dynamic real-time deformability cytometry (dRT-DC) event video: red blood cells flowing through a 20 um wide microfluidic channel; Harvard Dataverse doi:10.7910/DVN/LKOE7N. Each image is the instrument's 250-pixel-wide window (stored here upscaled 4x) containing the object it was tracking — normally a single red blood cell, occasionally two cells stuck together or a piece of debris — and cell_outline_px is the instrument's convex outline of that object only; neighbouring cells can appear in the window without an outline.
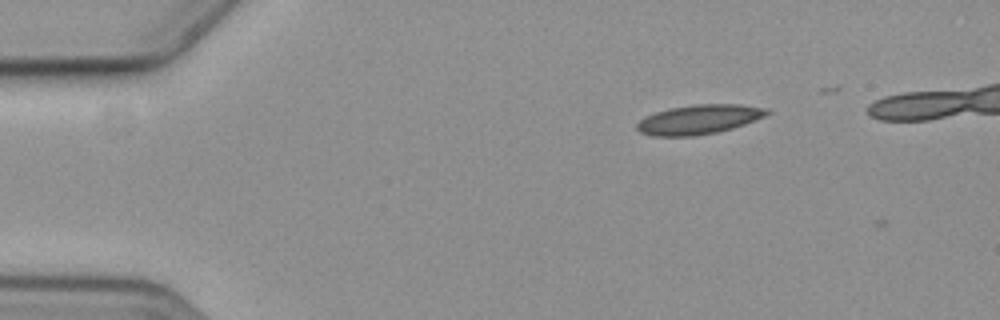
{"species": "common noctule bat (a hibernating species)", "species_latin": "Nyctalus noctula", "temperature_condition": "cold", "stored_images_in_passage": 12, "camera_frame_rate_fps": 3000, "um_per_image_px": 0.085, "animal": {"sex": "female", "body_mass_g": 19.3, "forearm_length_mm": 54.1}, "frame": {"image": 1, "passage_image": 1, "time_ms": 0.0, "image_size_px": [1000, 320], "cell_outline_px": [[772, 112], [764, 116], [744, 124], [732, 128], [716, 132], [692, 136], [652, 136], [640, 132], [636, 128], [636, 124], [644, 116], [656, 112], [672, 108], [696, 104], [740, 104], [768, 108]], "centroid_in_image_um": [59.41, 10.15], "position_along_channel_um": 25.6, "area_um2": 22.2}}
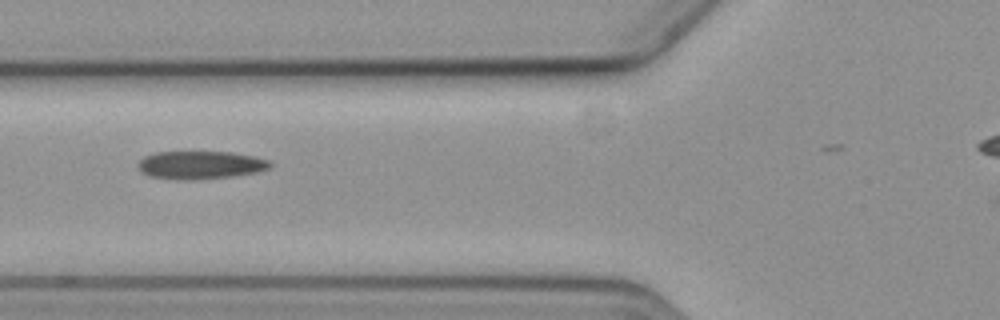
{"frame": {"image": 2, "passage_image": 4, "time_ms": 4.333, "image_size_px": [1000, 320], "cell_outline_px": [[272, 164], [268, 168], [256, 172], [232, 176], [196, 180], [176, 180], [148, 176], [140, 172], [136, 164], [144, 156], [156, 152], [232, 152], [252, 156], [268, 160]], "centroid_in_image_um": [16.96, 14.03], "position_along_channel_um": 108.8, "area_um2": 21.68}}
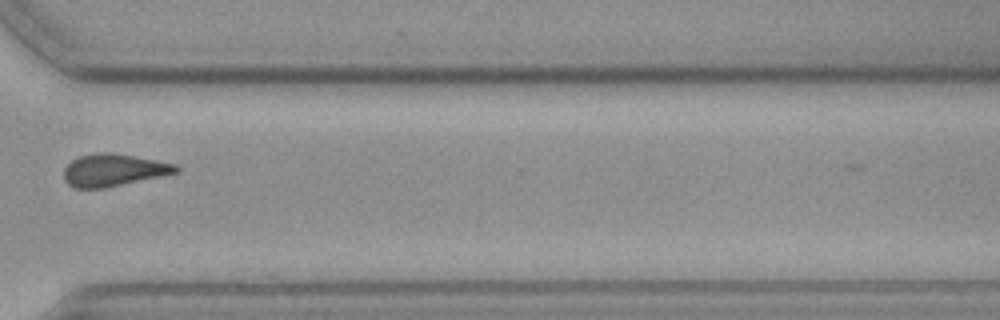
{"frame": {"image": 3, "passage_image": 10, "time_ms": 11.333, "image_size_px": [1000, 320], "cell_outline_px": [[180, 172], [104, 188], [72, 188], [64, 180], [64, 168], [72, 160], [80, 156], [96, 152], [108, 152], [156, 160], [176, 164], [180, 168]], "centroid_in_image_um": [9.64, 14.46], "position_along_channel_um": 361.0, "area_um2": 21.04}}